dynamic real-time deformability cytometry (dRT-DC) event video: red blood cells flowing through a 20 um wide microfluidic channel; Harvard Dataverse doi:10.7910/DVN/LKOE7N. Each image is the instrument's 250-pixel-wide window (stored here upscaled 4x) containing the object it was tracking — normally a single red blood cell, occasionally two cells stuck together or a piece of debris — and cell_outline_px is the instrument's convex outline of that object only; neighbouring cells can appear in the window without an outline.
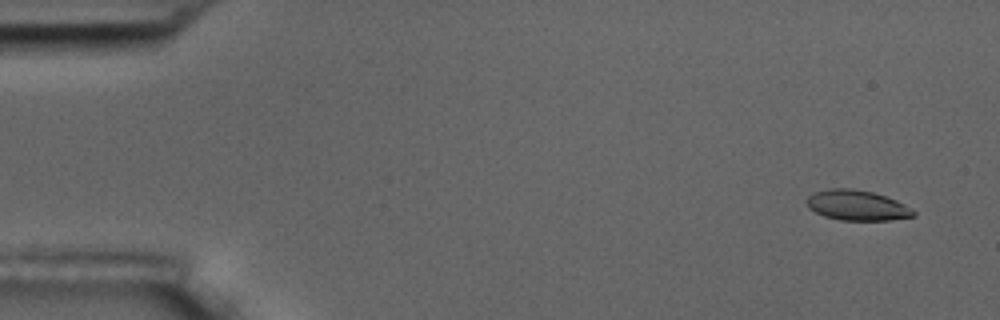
{"species": "common noctule bat (a hibernating species)", "species_latin": "Nyctalus noctula", "temperature_condition": "room temperature", "stored_images_in_passage": 6, "camera_frame_rate_fps": 3000, "um_per_image_px": 0.085, "animal": {"sex": "male", "body_mass_g": 17.5, "forearm_length_mm": 52.3}, "frame": {"image": 1, "passage_image": 2, "time_ms": 1.0, "image_size_px": [1000, 320], "cell_outline_px": [[916, 216], [892, 220], [840, 220], [824, 216], [808, 208], [804, 200], [808, 196], [816, 192], [828, 188], [852, 188], [872, 192], [896, 200], [912, 208], [916, 212]], "centroid_in_image_um": [72.84, 17.45], "position_along_channel_um": 12.2, "area_um2": 18.96}}
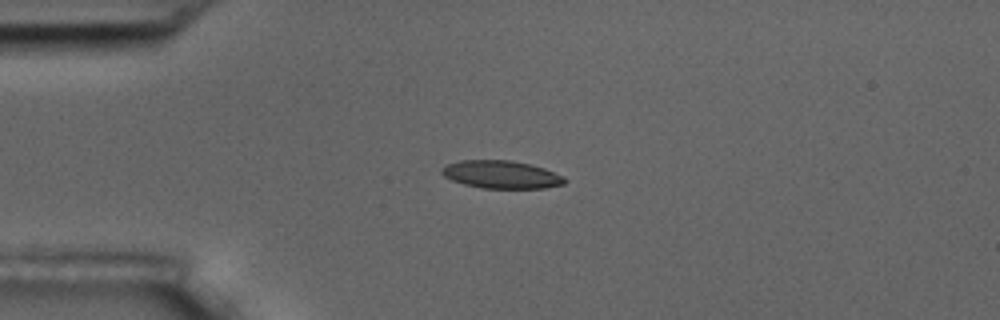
{"frame": {"image": 2, "passage_image": 5, "time_ms": 4.667, "image_size_px": [1000, 320], "cell_outline_px": [[568, 180], [564, 184], [544, 188], [480, 188], [464, 184], [452, 180], [444, 176], [440, 172], [440, 168], [448, 164], [460, 160], [512, 160], [544, 168], [564, 176]], "centroid_in_image_um": [42.61, 14.83], "position_along_channel_um": 42.4, "area_um2": 20.0}}